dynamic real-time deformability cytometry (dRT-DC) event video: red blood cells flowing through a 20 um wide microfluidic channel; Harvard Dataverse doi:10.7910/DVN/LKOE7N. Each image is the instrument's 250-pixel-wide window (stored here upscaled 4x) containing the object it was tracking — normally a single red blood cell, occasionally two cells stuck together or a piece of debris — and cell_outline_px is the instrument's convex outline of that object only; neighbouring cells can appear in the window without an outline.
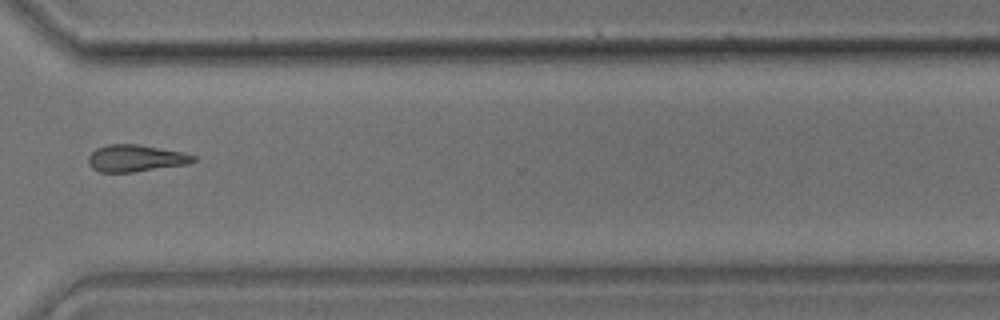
{"species": "common noctule bat (a hibernating species)", "species_latin": "Nyctalus noctula", "temperature_condition": "room temperature", "stored_images_in_passage": 29, "camera_frame_rate_fps": 3000, "um_per_image_px": 0.085, "animal": {"sex": "male", "body_mass_g": 17.9}, "frame": {"image": 1, "passage_image": 20, "time_ms": 6.333, "image_size_px": [1000, 320], "cell_outline_px": [[196, 160], [188, 164], [132, 172], [100, 172], [92, 168], [88, 164], [88, 156], [96, 148], [108, 144], [136, 144], [180, 152], [196, 156]], "centroid_in_image_um": [11.49, 13.45], "position_along_channel_um": 359.1, "area_um2": 16.3}}